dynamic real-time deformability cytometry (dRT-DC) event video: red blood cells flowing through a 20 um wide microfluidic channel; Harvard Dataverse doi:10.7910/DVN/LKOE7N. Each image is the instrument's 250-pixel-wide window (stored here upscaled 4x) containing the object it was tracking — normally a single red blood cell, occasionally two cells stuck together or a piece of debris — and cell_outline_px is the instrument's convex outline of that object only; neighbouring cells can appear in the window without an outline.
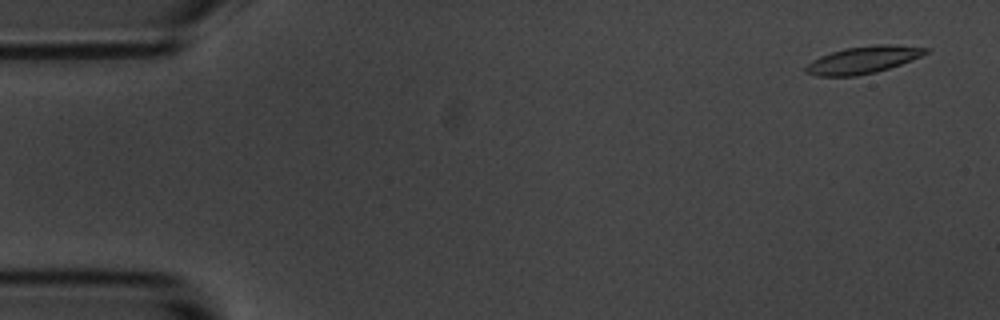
{"species": "common noctule bat (a hibernating species)", "species_latin": "Nyctalus noctula", "temperature_condition": "room temperature", "stored_images_in_passage": 6, "camera_frame_rate_fps": 3000, "um_per_image_px": 0.085, "animal": {"sex": "male", "body_mass_g": 20.1, "forearm_length_mm": 53.5}, "frame": {"image": 1, "passage_image": 1, "time_ms": 0.0, "image_size_px": [1000, 320], "cell_outline_px": [[932, 48], [928, 52], [920, 56], [900, 64], [876, 72], [856, 76], [816, 76], [804, 72], [804, 68], [812, 60], [820, 56], [844, 48], [876, 44], [896, 44]], "centroid_in_image_um": [73.36, 5.08], "position_along_channel_um": 11.6, "area_um2": 19.07}}